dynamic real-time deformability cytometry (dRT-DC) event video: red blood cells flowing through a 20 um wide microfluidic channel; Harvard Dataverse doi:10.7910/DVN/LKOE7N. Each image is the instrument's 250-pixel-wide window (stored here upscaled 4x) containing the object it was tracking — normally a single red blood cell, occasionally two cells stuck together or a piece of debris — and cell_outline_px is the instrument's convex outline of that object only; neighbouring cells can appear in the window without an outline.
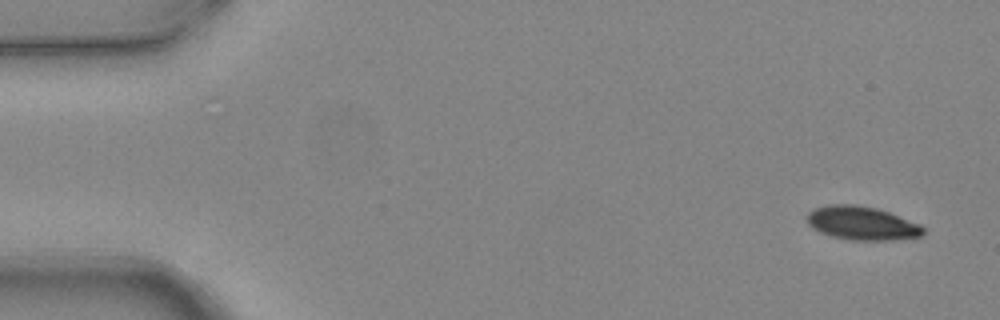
{"species": "common noctule bat (a hibernating species)", "species_latin": "Nyctalus noctula", "temperature_condition": "warm", "stored_images_in_passage": 5, "camera_frame_rate_fps": 3000, "um_per_image_px": 0.085, "animal": {"sex": "female", "body_mass_g": 24.6, "forearm_length_mm": 56.2}, "frame": {"image": 1, "passage_image": 1, "time_ms": 0.0, "image_size_px": [1000, 320], "cell_outline_px": [[924, 232], [920, 236], [892, 240], [852, 240], [832, 236], [820, 232], [812, 228], [808, 224], [808, 212], [816, 208], [828, 204], [856, 204], [876, 208], [888, 212], [920, 224], [924, 228]], "centroid_in_image_um": [73.25, 18.97], "position_along_channel_um": 11.8, "area_um2": 22.6}}